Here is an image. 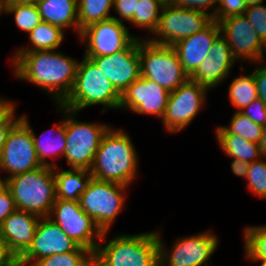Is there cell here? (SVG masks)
I'll use <instances>...</instances> for the list:
<instances>
[{
    "label": "cell",
    "instance_id": "6da1fadb",
    "mask_svg": "<svg viewBox=\"0 0 266 266\" xmlns=\"http://www.w3.org/2000/svg\"><path fill=\"white\" fill-rule=\"evenodd\" d=\"M11 58L15 78L31 83L60 105L72 91L80 60L61 51L15 52Z\"/></svg>",
    "mask_w": 266,
    "mask_h": 266
},
{
    "label": "cell",
    "instance_id": "7a4b0ae2",
    "mask_svg": "<svg viewBox=\"0 0 266 266\" xmlns=\"http://www.w3.org/2000/svg\"><path fill=\"white\" fill-rule=\"evenodd\" d=\"M125 130L111 126L104 134L91 169L98 180L130 186L139 173V157Z\"/></svg>",
    "mask_w": 266,
    "mask_h": 266
},
{
    "label": "cell",
    "instance_id": "3957f363",
    "mask_svg": "<svg viewBox=\"0 0 266 266\" xmlns=\"http://www.w3.org/2000/svg\"><path fill=\"white\" fill-rule=\"evenodd\" d=\"M108 233L103 232L93 253L94 266H160L158 229L132 235L121 233L107 242Z\"/></svg>",
    "mask_w": 266,
    "mask_h": 266
},
{
    "label": "cell",
    "instance_id": "277c9868",
    "mask_svg": "<svg viewBox=\"0 0 266 266\" xmlns=\"http://www.w3.org/2000/svg\"><path fill=\"white\" fill-rule=\"evenodd\" d=\"M120 103L121 94L101 69L83 55L78 64L72 91L60 105L78 113L89 106L101 105V113H104L109 109H119Z\"/></svg>",
    "mask_w": 266,
    "mask_h": 266
},
{
    "label": "cell",
    "instance_id": "5b68a950",
    "mask_svg": "<svg viewBox=\"0 0 266 266\" xmlns=\"http://www.w3.org/2000/svg\"><path fill=\"white\" fill-rule=\"evenodd\" d=\"M16 209L41 217H48L56 200V182L52 167L35 170L7 179Z\"/></svg>",
    "mask_w": 266,
    "mask_h": 266
},
{
    "label": "cell",
    "instance_id": "8992f818",
    "mask_svg": "<svg viewBox=\"0 0 266 266\" xmlns=\"http://www.w3.org/2000/svg\"><path fill=\"white\" fill-rule=\"evenodd\" d=\"M78 112L65 108L66 146L64 156L70 168L90 170L104 134L112 126L77 120Z\"/></svg>",
    "mask_w": 266,
    "mask_h": 266
},
{
    "label": "cell",
    "instance_id": "52a82bcc",
    "mask_svg": "<svg viewBox=\"0 0 266 266\" xmlns=\"http://www.w3.org/2000/svg\"><path fill=\"white\" fill-rule=\"evenodd\" d=\"M139 56L141 76L155 81L168 92H173L189 79L173 46L139 38Z\"/></svg>",
    "mask_w": 266,
    "mask_h": 266
},
{
    "label": "cell",
    "instance_id": "ba28073f",
    "mask_svg": "<svg viewBox=\"0 0 266 266\" xmlns=\"http://www.w3.org/2000/svg\"><path fill=\"white\" fill-rule=\"evenodd\" d=\"M128 187L92 177L86 191L81 194V209L95 221L102 232H109L116 217L124 210Z\"/></svg>",
    "mask_w": 266,
    "mask_h": 266
},
{
    "label": "cell",
    "instance_id": "9c48e42d",
    "mask_svg": "<svg viewBox=\"0 0 266 266\" xmlns=\"http://www.w3.org/2000/svg\"><path fill=\"white\" fill-rule=\"evenodd\" d=\"M158 228L160 266H211L208 261L219 246V239L211 229L177 238L167 249ZM213 266V265H212Z\"/></svg>",
    "mask_w": 266,
    "mask_h": 266
},
{
    "label": "cell",
    "instance_id": "30bf717a",
    "mask_svg": "<svg viewBox=\"0 0 266 266\" xmlns=\"http://www.w3.org/2000/svg\"><path fill=\"white\" fill-rule=\"evenodd\" d=\"M213 18L204 11L187 9L174 4L164 5L158 26L149 41L165 46H173L178 41L202 31Z\"/></svg>",
    "mask_w": 266,
    "mask_h": 266
},
{
    "label": "cell",
    "instance_id": "8fae6325",
    "mask_svg": "<svg viewBox=\"0 0 266 266\" xmlns=\"http://www.w3.org/2000/svg\"><path fill=\"white\" fill-rule=\"evenodd\" d=\"M208 91V88L189 78L170 92L167 108L161 120L165 131L176 134L188 127L205 107Z\"/></svg>",
    "mask_w": 266,
    "mask_h": 266
},
{
    "label": "cell",
    "instance_id": "7c38bea8",
    "mask_svg": "<svg viewBox=\"0 0 266 266\" xmlns=\"http://www.w3.org/2000/svg\"><path fill=\"white\" fill-rule=\"evenodd\" d=\"M48 217L79 246L96 251L103 232L79 202L56 199Z\"/></svg>",
    "mask_w": 266,
    "mask_h": 266
},
{
    "label": "cell",
    "instance_id": "4fadbf2b",
    "mask_svg": "<svg viewBox=\"0 0 266 266\" xmlns=\"http://www.w3.org/2000/svg\"><path fill=\"white\" fill-rule=\"evenodd\" d=\"M136 37L145 39L144 36H134L124 23L111 18L84 28L79 40L86 47L83 54L85 57H98L124 50Z\"/></svg>",
    "mask_w": 266,
    "mask_h": 266
},
{
    "label": "cell",
    "instance_id": "5bb4252c",
    "mask_svg": "<svg viewBox=\"0 0 266 266\" xmlns=\"http://www.w3.org/2000/svg\"><path fill=\"white\" fill-rule=\"evenodd\" d=\"M218 23L236 61L254 65L266 61V44L244 14L227 17Z\"/></svg>",
    "mask_w": 266,
    "mask_h": 266
},
{
    "label": "cell",
    "instance_id": "9a60e30c",
    "mask_svg": "<svg viewBox=\"0 0 266 266\" xmlns=\"http://www.w3.org/2000/svg\"><path fill=\"white\" fill-rule=\"evenodd\" d=\"M34 146L31 128L20 120L9 132L0 156V172L7 179L41 167Z\"/></svg>",
    "mask_w": 266,
    "mask_h": 266
},
{
    "label": "cell",
    "instance_id": "2e32d148",
    "mask_svg": "<svg viewBox=\"0 0 266 266\" xmlns=\"http://www.w3.org/2000/svg\"><path fill=\"white\" fill-rule=\"evenodd\" d=\"M79 245L67 236L49 217H41L29 248L18 258L23 266H34L39 260L58 253L76 250Z\"/></svg>",
    "mask_w": 266,
    "mask_h": 266
},
{
    "label": "cell",
    "instance_id": "e0dca14e",
    "mask_svg": "<svg viewBox=\"0 0 266 266\" xmlns=\"http://www.w3.org/2000/svg\"><path fill=\"white\" fill-rule=\"evenodd\" d=\"M170 92L155 81L140 76L121 95L119 110L131 113L156 116L162 120Z\"/></svg>",
    "mask_w": 266,
    "mask_h": 266
},
{
    "label": "cell",
    "instance_id": "ac0fdd59",
    "mask_svg": "<svg viewBox=\"0 0 266 266\" xmlns=\"http://www.w3.org/2000/svg\"><path fill=\"white\" fill-rule=\"evenodd\" d=\"M87 58L91 59L101 69L121 95L141 76L138 37L124 50L109 56Z\"/></svg>",
    "mask_w": 266,
    "mask_h": 266
},
{
    "label": "cell",
    "instance_id": "d6986e66",
    "mask_svg": "<svg viewBox=\"0 0 266 266\" xmlns=\"http://www.w3.org/2000/svg\"><path fill=\"white\" fill-rule=\"evenodd\" d=\"M235 63L229 44L220 34L213 42L209 56L202 61L190 79L212 90L231 75Z\"/></svg>",
    "mask_w": 266,
    "mask_h": 266
},
{
    "label": "cell",
    "instance_id": "ffe728a7",
    "mask_svg": "<svg viewBox=\"0 0 266 266\" xmlns=\"http://www.w3.org/2000/svg\"><path fill=\"white\" fill-rule=\"evenodd\" d=\"M220 34L219 23L213 20L202 31L196 32L173 45L183 70L189 78L196 72L202 61L209 56L212 44Z\"/></svg>",
    "mask_w": 266,
    "mask_h": 266
},
{
    "label": "cell",
    "instance_id": "44dd1931",
    "mask_svg": "<svg viewBox=\"0 0 266 266\" xmlns=\"http://www.w3.org/2000/svg\"><path fill=\"white\" fill-rule=\"evenodd\" d=\"M39 219L37 215L16 209L0 226V234L16 258L31 245Z\"/></svg>",
    "mask_w": 266,
    "mask_h": 266
},
{
    "label": "cell",
    "instance_id": "7402d4cb",
    "mask_svg": "<svg viewBox=\"0 0 266 266\" xmlns=\"http://www.w3.org/2000/svg\"><path fill=\"white\" fill-rule=\"evenodd\" d=\"M57 106L56 109L60 113H63L64 118L59 123H53L54 126L51 127L46 132H42L39 137L34 133L31 123L28 120V115L23 114L21 120L31 128V134L34 140V146L36 149L37 157L42 166L56 168V159H60L64 156L65 146H66V130H65V108L61 105ZM48 158H51L48 160Z\"/></svg>",
    "mask_w": 266,
    "mask_h": 266
},
{
    "label": "cell",
    "instance_id": "603a6c76",
    "mask_svg": "<svg viewBox=\"0 0 266 266\" xmlns=\"http://www.w3.org/2000/svg\"><path fill=\"white\" fill-rule=\"evenodd\" d=\"M36 5L42 21L60 27L62 30L74 28L77 37L81 30L78 24L77 0H37Z\"/></svg>",
    "mask_w": 266,
    "mask_h": 266
},
{
    "label": "cell",
    "instance_id": "cb8c5ba5",
    "mask_svg": "<svg viewBox=\"0 0 266 266\" xmlns=\"http://www.w3.org/2000/svg\"><path fill=\"white\" fill-rule=\"evenodd\" d=\"M53 173L56 182V199L64 201L79 202L81 194H83L89 182L92 179V174L86 169H63L53 168Z\"/></svg>",
    "mask_w": 266,
    "mask_h": 266
},
{
    "label": "cell",
    "instance_id": "d4e9b609",
    "mask_svg": "<svg viewBox=\"0 0 266 266\" xmlns=\"http://www.w3.org/2000/svg\"><path fill=\"white\" fill-rule=\"evenodd\" d=\"M64 36L65 31L60 27L42 21L27 35L31 45H22L16 52L58 50Z\"/></svg>",
    "mask_w": 266,
    "mask_h": 266
},
{
    "label": "cell",
    "instance_id": "484cf974",
    "mask_svg": "<svg viewBox=\"0 0 266 266\" xmlns=\"http://www.w3.org/2000/svg\"><path fill=\"white\" fill-rule=\"evenodd\" d=\"M215 136L220 148L229 158L252 163L262 157L259 144L235 134H215Z\"/></svg>",
    "mask_w": 266,
    "mask_h": 266
},
{
    "label": "cell",
    "instance_id": "4316f807",
    "mask_svg": "<svg viewBox=\"0 0 266 266\" xmlns=\"http://www.w3.org/2000/svg\"><path fill=\"white\" fill-rule=\"evenodd\" d=\"M258 97V90L253 73L234 77L229 84L228 99L235 107L236 112L241 111Z\"/></svg>",
    "mask_w": 266,
    "mask_h": 266
},
{
    "label": "cell",
    "instance_id": "83f0119b",
    "mask_svg": "<svg viewBox=\"0 0 266 266\" xmlns=\"http://www.w3.org/2000/svg\"><path fill=\"white\" fill-rule=\"evenodd\" d=\"M114 0H77L78 24L82 31L87 26L111 19Z\"/></svg>",
    "mask_w": 266,
    "mask_h": 266
},
{
    "label": "cell",
    "instance_id": "f1b7e54d",
    "mask_svg": "<svg viewBox=\"0 0 266 266\" xmlns=\"http://www.w3.org/2000/svg\"><path fill=\"white\" fill-rule=\"evenodd\" d=\"M262 133L263 127L261 125L236 111L232 114L227 126L219 125L215 129V134H235L256 144L260 143Z\"/></svg>",
    "mask_w": 266,
    "mask_h": 266
},
{
    "label": "cell",
    "instance_id": "f546056e",
    "mask_svg": "<svg viewBox=\"0 0 266 266\" xmlns=\"http://www.w3.org/2000/svg\"><path fill=\"white\" fill-rule=\"evenodd\" d=\"M7 14H13L16 26L27 34L42 22L36 3L6 1L4 15Z\"/></svg>",
    "mask_w": 266,
    "mask_h": 266
},
{
    "label": "cell",
    "instance_id": "4dcf8cb0",
    "mask_svg": "<svg viewBox=\"0 0 266 266\" xmlns=\"http://www.w3.org/2000/svg\"><path fill=\"white\" fill-rule=\"evenodd\" d=\"M163 6L158 0H139L137 3L131 24L142 30H147L149 35L146 39L151 37L156 30Z\"/></svg>",
    "mask_w": 266,
    "mask_h": 266
},
{
    "label": "cell",
    "instance_id": "1f68e13d",
    "mask_svg": "<svg viewBox=\"0 0 266 266\" xmlns=\"http://www.w3.org/2000/svg\"><path fill=\"white\" fill-rule=\"evenodd\" d=\"M34 266H94L93 252L88 248L79 246L71 252L42 258Z\"/></svg>",
    "mask_w": 266,
    "mask_h": 266
},
{
    "label": "cell",
    "instance_id": "d6a6232c",
    "mask_svg": "<svg viewBox=\"0 0 266 266\" xmlns=\"http://www.w3.org/2000/svg\"><path fill=\"white\" fill-rule=\"evenodd\" d=\"M245 259H266V224L244 227Z\"/></svg>",
    "mask_w": 266,
    "mask_h": 266
},
{
    "label": "cell",
    "instance_id": "836d02e7",
    "mask_svg": "<svg viewBox=\"0 0 266 266\" xmlns=\"http://www.w3.org/2000/svg\"><path fill=\"white\" fill-rule=\"evenodd\" d=\"M247 188L259 199L266 200V158L261 157L259 160L249 163L247 173Z\"/></svg>",
    "mask_w": 266,
    "mask_h": 266
},
{
    "label": "cell",
    "instance_id": "e575fe53",
    "mask_svg": "<svg viewBox=\"0 0 266 266\" xmlns=\"http://www.w3.org/2000/svg\"><path fill=\"white\" fill-rule=\"evenodd\" d=\"M16 104L17 103L11 100L0 111V156H1V152L7 140L9 132L22 118V115L17 116L15 114L16 108H17Z\"/></svg>",
    "mask_w": 266,
    "mask_h": 266
},
{
    "label": "cell",
    "instance_id": "d590c367",
    "mask_svg": "<svg viewBox=\"0 0 266 266\" xmlns=\"http://www.w3.org/2000/svg\"><path fill=\"white\" fill-rule=\"evenodd\" d=\"M244 15L266 44V4L247 7Z\"/></svg>",
    "mask_w": 266,
    "mask_h": 266
},
{
    "label": "cell",
    "instance_id": "8d00e7d4",
    "mask_svg": "<svg viewBox=\"0 0 266 266\" xmlns=\"http://www.w3.org/2000/svg\"><path fill=\"white\" fill-rule=\"evenodd\" d=\"M245 0H219L214 13V21H221L234 15H243L246 11Z\"/></svg>",
    "mask_w": 266,
    "mask_h": 266
},
{
    "label": "cell",
    "instance_id": "74e56055",
    "mask_svg": "<svg viewBox=\"0 0 266 266\" xmlns=\"http://www.w3.org/2000/svg\"><path fill=\"white\" fill-rule=\"evenodd\" d=\"M138 2L139 0H114L113 11L118 17L113 15L112 18L118 20L120 23L128 22L131 24Z\"/></svg>",
    "mask_w": 266,
    "mask_h": 266
},
{
    "label": "cell",
    "instance_id": "f35d334b",
    "mask_svg": "<svg viewBox=\"0 0 266 266\" xmlns=\"http://www.w3.org/2000/svg\"><path fill=\"white\" fill-rule=\"evenodd\" d=\"M239 112L262 127L266 125V104L260 97Z\"/></svg>",
    "mask_w": 266,
    "mask_h": 266
},
{
    "label": "cell",
    "instance_id": "ab89813d",
    "mask_svg": "<svg viewBox=\"0 0 266 266\" xmlns=\"http://www.w3.org/2000/svg\"><path fill=\"white\" fill-rule=\"evenodd\" d=\"M218 3L219 0H175L173 4L187 9L204 11L214 18Z\"/></svg>",
    "mask_w": 266,
    "mask_h": 266
},
{
    "label": "cell",
    "instance_id": "60d3db41",
    "mask_svg": "<svg viewBox=\"0 0 266 266\" xmlns=\"http://www.w3.org/2000/svg\"><path fill=\"white\" fill-rule=\"evenodd\" d=\"M256 67L252 69L256 87L258 90V97H260L266 104V63L265 61L257 62ZM260 66L258 67V65Z\"/></svg>",
    "mask_w": 266,
    "mask_h": 266
},
{
    "label": "cell",
    "instance_id": "b9f144b4",
    "mask_svg": "<svg viewBox=\"0 0 266 266\" xmlns=\"http://www.w3.org/2000/svg\"><path fill=\"white\" fill-rule=\"evenodd\" d=\"M16 210L15 202L8 188L0 192V226Z\"/></svg>",
    "mask_w": 266,
    "mask_h": 266
},
{
    "label": "cell",
    "instance_id": "7bdbcfd3",
    "mask_svg": "<svg viewBox=\"0 0 266 266\" xmlns=\"http://www.w3.org/2000/svg\"><path fill=\"white\" fill-rule=\"evenodd\" d=\"M15 259V255L9 250L6 241L0 234V266L12 263Z\"/></svg>",
    "mask_w": 266,
    "mask_h": 266
},
{
    "label": "cell",
    "instance_id": "ee69618b",
    "mask_svg": "<svg viewBox=\"0 0 266 266\" xmlns=\"http://www.w3.org/2000/svg\"><path fill=\"white\" fill-rule=\"evenodd\" d=\"M232 159L233 160L231 161V170L233 174L236 176H241L246 179L248 168H249V163L244 162L242 160H237L235 158H232Z\"/></svg>",
    "mask_w": 266,
    "mask_h": 266
},
{
    "label": "cell",
    "instance_id": "f6af8a7d",
    "mask_svg": "<svg viewBox=\"0 0 266 266\" xmlns=\"http://www.w3.org/2000/svg\"><path fill=\"white\" fill-rule=\"evenodd\" d=\"M261 156L266 158V125L263 127V133L259 143Z\"/></svg>",
    "mask_w": 266,
    "mask_h": 266
},
{
    "label": "cell",
    "instance_id": "bcb514c9",
    "mask_svg": "<svg viewBox=\"0 0 266 266\" xmlns=\"http://www.w3.org/2000/svg\"><path fill=\"white\" fill-rule=\"evenodd\" d=\"M265 0H245L246 6H255L264 3Z\"/></svg>",
    "mask_w": 266,
    "mask_h": 266
},
{
    "label": "cell",
    "instance_id": "7dc6e473",
    "mask_svg": "<svg viewBox=\"0 0 266 266\" xmlns=\"http://www.w3.org/2000/svg\"><path fill=\"white\" fill-rule=\"evenodd\" d=\"M6 188H7V177L0 176V192H2L3 190H5Z\"/></svg>",
    "mask_w": 266,
    "mask_h": 266
},
{
    "label": "cell",
    "instance_id": "c3c4849f",
    "mask_svg": "<svg viewBox=\"0 0 266 266\" xmlns=\"http://www.w3.org/2000/svg\"><path fill=\"white\" fill-rule=\"evenodd\" d=\"M11 100L0 96V111L10 102Z\"/></svg>",
    "mask_w": 266,
    "mask_h": 266
},
{
    "label": "cell",
    "instance_id": "681fc988",
    "mask_svg": "<svg viewBox=\"0 0 266 266\" xmlns=\"http://www.w3.org/2000/svg\"><path fill=\"white\" fill-rule=\"evenodd\" d=\"M5 3L6 0H0V17L2 14H5Z\"/></svg>",
    "mask_w": 266,
    "mask_h": 266
},
{
    "label": "cell",
    "instance_id": "f907efd6",
    "mask_svg": "<svg viewBox=\"0 0 266 266\" xmlns=\"http://www.w3.org/2000/svg\"><path fill=\"white\" fill-rule=\"evenodd\" d=\"M249 261H252V262H260V266H266V259H247Z\"/></svg>",
    "mask_w": 266,
    "mask_h": 266
},
{
    "label": "cell",
    "instance_id": "816d5d0a",
    "mask_svg": "<svg viewBox=\"0 0 266 266\" xmlns=\"http://www.w3.org/2000/svg\"><path fill=\"white\" fill-rule=\"evenodd\" d=\"M4 266H23V265L21 264V262L19 261V259L16 258L12 263H9V264L4 265Z\"/></svg>",
    "mask_w": 266,
    "mask_h": 266
},
{
    "label": "cell",
    "instance_id": "f5cc1de1",
    "mask_svg": "<svg viewBox=\"0 0 266 266\" xmlns=\"http://www.w3.org/2000/svg\"><path fill=\"white\" fill-rule=\"evenodd\" d=\"M159 2H161L163 5H169V4H173L175 0H158Z\"/></svg>",
    "mask_w": 266,
    "mask_h": 266
},
{
    "label": "cell",
    "instance_id": "db71d44e",
    "mask_svg": "<svg viewBox=\"0 0 266 266\" xmlns=\"http://www.w3.org/2000/svg\"><path fill=\"white\" fill-rule=\"evenodd\" d=\"M6 1H17V2H29V3H35L37 0H6Z\"/></svg>",
    "mask_w": 266,
    "mask_h": 266
}]
</instances>
